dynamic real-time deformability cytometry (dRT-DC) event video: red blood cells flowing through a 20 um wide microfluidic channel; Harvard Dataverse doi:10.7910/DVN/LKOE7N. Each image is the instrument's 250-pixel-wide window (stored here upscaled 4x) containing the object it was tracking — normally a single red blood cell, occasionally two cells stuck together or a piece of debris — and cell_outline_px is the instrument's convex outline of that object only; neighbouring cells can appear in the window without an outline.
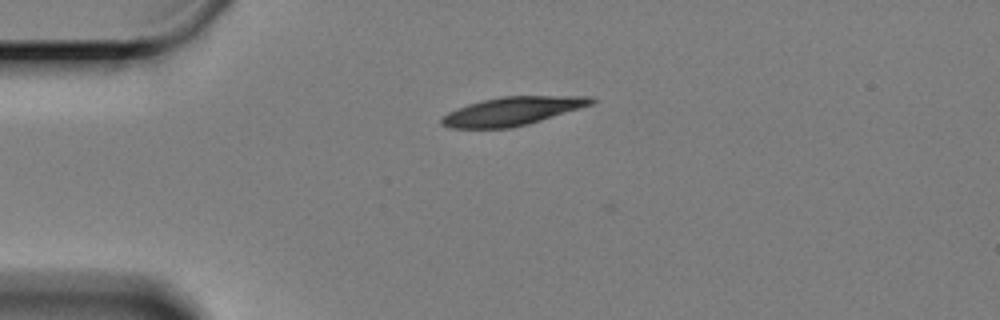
{"species": "Egyptian fruit bat (a non-hibernating species)", "species_latin": "Rousettus aegyptiacus", "temperature_condition": "cold", "stored_images_in_passage": 2, "camera_frame_rate_fps": 3000, "um_per_image_px": 0.085, "animal": {"sex": "female"}, "frame": {"image": 1, "passage_image": 1, "time_ms": 0.0, "image_size_px": [1000, 320], "cell_outline_px": [[596, 100], [592, 104], [580, 108], [528, 124], [508, 128], [448, 128], [440, 124], [440, 120], [448, 112], [456, 108], [480, 100], [500, 96], [592, 96]], "centroid_in_image_um": [43.51, 9.44], "position_along_channel_um": 41.5, "area_um2": 24.8}}